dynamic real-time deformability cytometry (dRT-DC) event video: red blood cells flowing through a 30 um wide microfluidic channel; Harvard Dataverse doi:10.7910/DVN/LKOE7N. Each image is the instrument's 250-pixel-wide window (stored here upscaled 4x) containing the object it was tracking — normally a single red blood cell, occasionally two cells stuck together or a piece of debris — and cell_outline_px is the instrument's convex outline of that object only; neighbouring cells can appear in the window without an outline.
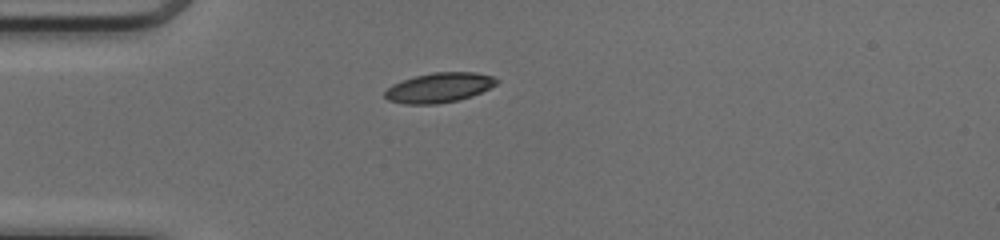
{"species": "common noctule bat (a hibernating species)", "species_latin": "Nyctalus noctula", "temperature_condition": "cold", "stored_images_in_passage": 37, "camera_frame_rate_fps": 3000, "um_per_image_px": 0.085, "animal": {"sex": "female", "body_mass_g": 17.0, "forearm_length_mm": 48.0}, "frame": {"image": 1, "passage_image": 1, "time_ms": 0.0, "image_size_px": [1000, 240], "cell_outline_px": [[500, 80], [496, 84], [472, 96], [460, 100], [436, 104], [404, 104], [388, 100], [384, 96], [384, 92], [392, 84], [416, 76], [432, 72], [476, 72], [492, 76]], "centroid_in_image_um": [37.33, 7.45], "position_along_channel_um": 47.7, "area_um2": 19.36}}
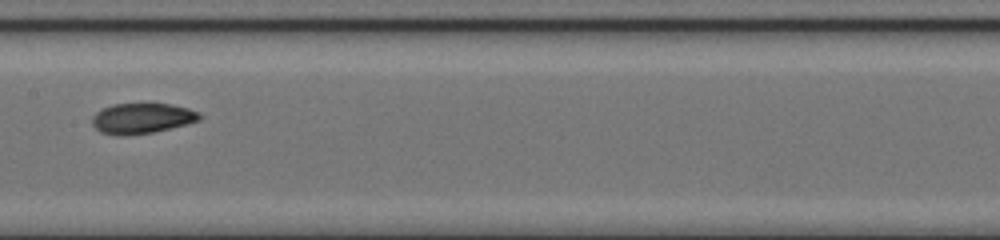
{"frame": {"image": 2, "passage_image": 13, "time_ms": 4.0, "image_size_px": [1000, 240], "cell_outline_px": [[200, 120], [188, 124], [172, 128], [152, 132], [128, 136], [116, 136], [100, 132], [92, 124], [92, 116], [96, 112], [112, 104], [172, 104], [188, 108], [200, 112]], "centroid_in_image_um": [12.06, 10.07], "position_along_channel_um": 195.3, "area_um2": 19.19}}
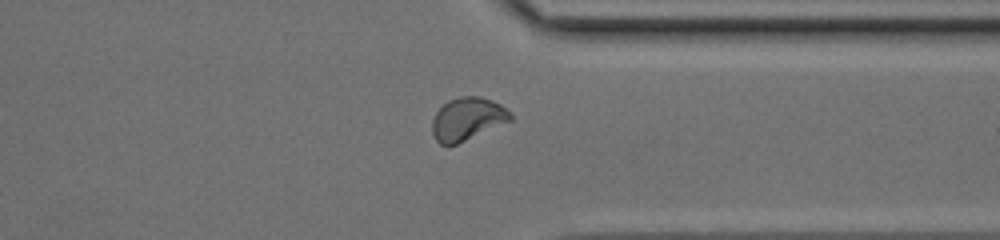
{"frame": {"image": 3, "passage_image": 26, "time_ms": 8.333, "image_size_px": [1000, 240], "cell_outline_px": [[512, 120], [456, 144], [440, 144], [436, 140], [432, 132], [432, 120], [436, 112], [448, 100], [460, 96], [480, 96], [492, 100], [500, 104], [512, 112]], "centroid_in_image_um": [39.74, 10.09], "position_along_channel_um": 371.7, "area_um2": 19.42}, "authors_computed_cell_mechanics": {"area_um2": 19.363, "velocity_mm_per_s": 4.1169, "shape_relaxation_time_tau1_ms": 9.1957, "shape_relaxation_time_tau2_ms": 2.5007, "deformation_change_tau1": 0.1999, "deformation_change_tau2": 0.0547}}